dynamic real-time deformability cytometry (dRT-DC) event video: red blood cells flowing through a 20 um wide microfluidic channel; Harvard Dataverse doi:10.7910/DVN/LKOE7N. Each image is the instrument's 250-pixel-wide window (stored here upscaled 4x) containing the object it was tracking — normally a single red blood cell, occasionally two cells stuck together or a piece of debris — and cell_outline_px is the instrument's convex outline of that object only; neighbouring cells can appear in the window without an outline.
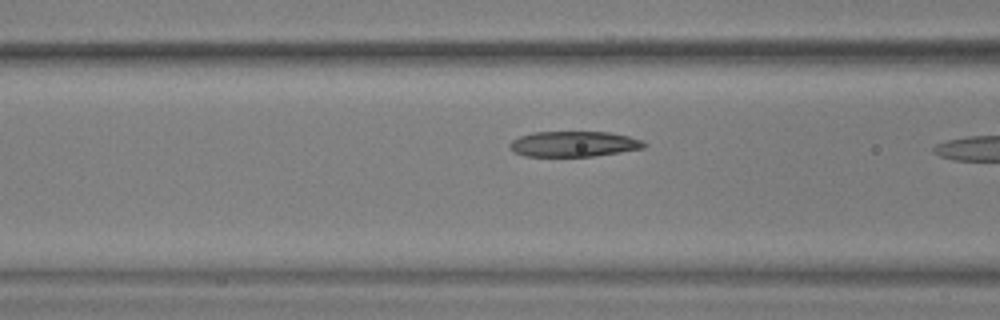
{"species": "common noctule bat (a hibernating species)", "species_latin": "Nyctalus noctula", "temperature_condition": "warm", "stored_images_in_passage": 17, "camera_frame_rate_fps": 3000, "um_per_image_px": 0.085, "animal": {"sex": "male", "body_mass_g": 17.9, "forearm_length_mm": 54.2}, "frame": {"image": 1, "passage_image": 15, "time_ms": 4.667, "image_size_px": [1000, 320], "cell_outline_px": [[648, 144], [644, 148], [620, 152], [592, 156], [524, 156], [512, 152], [508, 148], [508, 144], [512, 140], [520, 136], [532, 132], [608, 132], [628, 136], [640, 140]], "centroid_in_image_um": [48.72, 12.24], "position_along_channel_um": 117.9, "area_um2": 20.0}}